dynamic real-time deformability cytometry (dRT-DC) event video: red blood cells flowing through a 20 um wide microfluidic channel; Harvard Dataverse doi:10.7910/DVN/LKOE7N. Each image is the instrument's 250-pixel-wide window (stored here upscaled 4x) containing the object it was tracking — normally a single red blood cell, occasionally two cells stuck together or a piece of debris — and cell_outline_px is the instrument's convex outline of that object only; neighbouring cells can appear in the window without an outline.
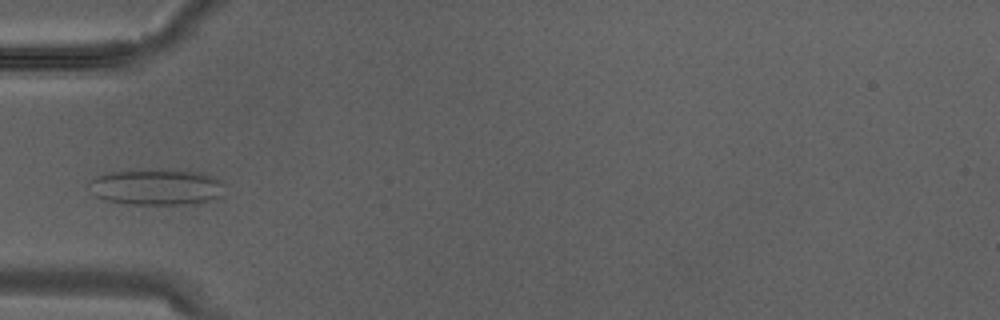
{"species": "Egyptian fruit bat (a non-hibernating species)", "species_latin": "Rousettus aegyptiacus", "temperature_condition": "warm", "stored_images_in_passage": 4, "camera_frame_rate_fps": 3000, "um_per_image_px": 0.085, "animal": {"sex": "male"}, "frame": {"image": 1, "passage_image": 4, "time_ms": 1.0, "image_size_px": [1000, 320], "cell_outline_px": [[224, 196], [200, 204], [128, 204], [108, 200], [96, 196], [92, 192], [88, 184], [96, 176], [108, 172], [152, 168], [204, 172], [216, 176], [224, 184]], "centroid_in_image_um": [13.39, 15.88], "position_along_channel_um": 71.6, "area_um2": 29.3}}